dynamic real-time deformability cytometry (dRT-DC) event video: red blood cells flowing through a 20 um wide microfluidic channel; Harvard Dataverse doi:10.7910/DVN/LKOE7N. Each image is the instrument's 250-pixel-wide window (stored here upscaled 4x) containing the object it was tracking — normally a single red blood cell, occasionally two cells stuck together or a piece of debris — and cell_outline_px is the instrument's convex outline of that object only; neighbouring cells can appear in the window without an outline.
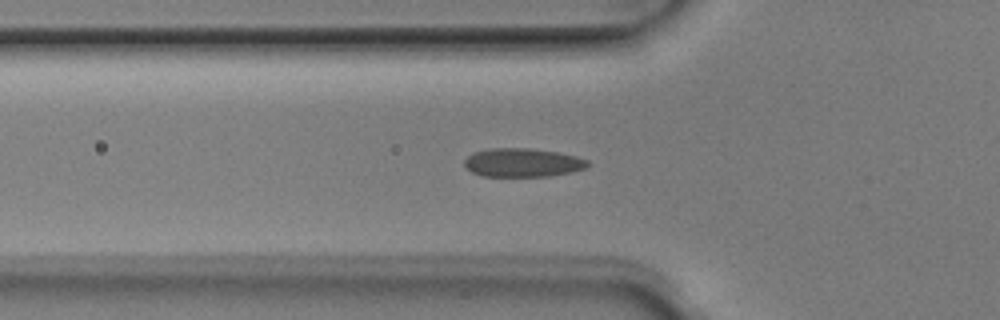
{"species": "Egyptian fruit bat (a non-hibernating species)", "species_latin": "Rousettus aegyptiacus", "temperature_condition": "room temperature", "stored_images_in_passage": 44, "camera_frame_rate_fps": 3000, "um_per_image_px": 0.085, "animal": {"sex": "male"}, "frame": {"image": 1, "passage_image": 10, "time_ms": 3.0, "image_size_px": [1000, 320], "cell_outline_px": [[588, 168], [572, 172], [548, 176], [484, 176], [472, 172], [464, 164], [464, 160], [472, 152], [492, 148], [528, 148], [560, 152], [576, 156], [588, 160]], "centroid_in_image_um": [44.45, 13.81], "position_along_channel_um": 81.4, "area_um2": 20.63}}
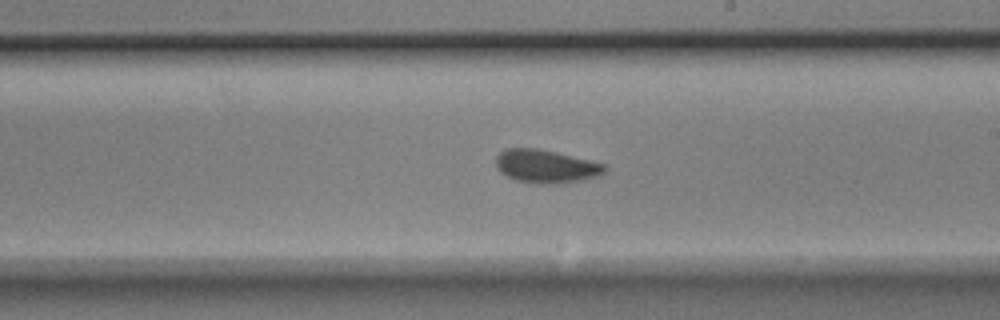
{"frame": {"image": 2, "passage_image": 22, "time_ms": 7.0, "image_size_px": [1000, 320], "cell_outline_px": [[608, 168], [600, 176], [560, 184], [540, 184], [516, 180], [500, 172], [496, 168], [496, 156], [504, 148], [540, 148], [604, 164]], "centroid_in_image_um": [46.39, 14.14], "position_along_channel_um": 242.6, "area_um2": 21.15}}
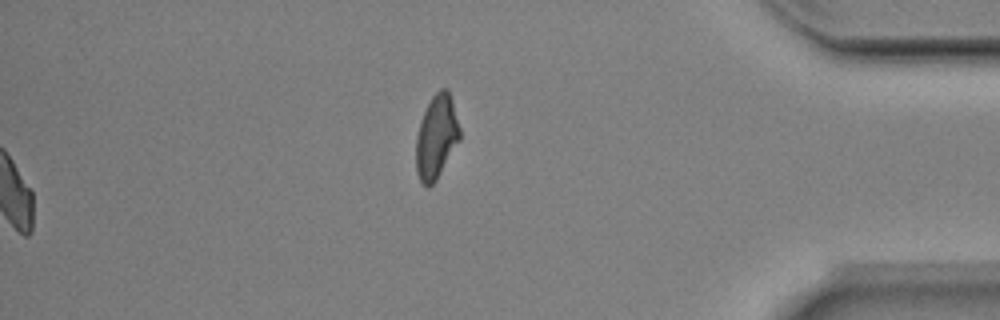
{"frame": {"image": 3, "passage_image": 44, "time_ms": 14.333, "image_size_px": [1000, 320], "cell_outline_px": [[460, 140], [436, 180], [428, 188], [420, 180], [416, 172], [416, 136], [420, 120], [432, 96], [440, 88], [448, 88], [452, 100], [460, 128]], "centroid_in_image_um": [37.09, 11.63], "position_along_channel_um": 398.1, "area_um2": 21.33}, "authors_computed_cell_mechanics": {"area_um2": 20.3167, "velocity_mm_per_s": 4.0253, "shape_relaxation_time_tau1_ms": 3.1739, "shape_relaxation_time_tau2_ms": 1.1786, "deformation_change_tau1": 0.0861, "deformation_change_tau2": 0.0496}}